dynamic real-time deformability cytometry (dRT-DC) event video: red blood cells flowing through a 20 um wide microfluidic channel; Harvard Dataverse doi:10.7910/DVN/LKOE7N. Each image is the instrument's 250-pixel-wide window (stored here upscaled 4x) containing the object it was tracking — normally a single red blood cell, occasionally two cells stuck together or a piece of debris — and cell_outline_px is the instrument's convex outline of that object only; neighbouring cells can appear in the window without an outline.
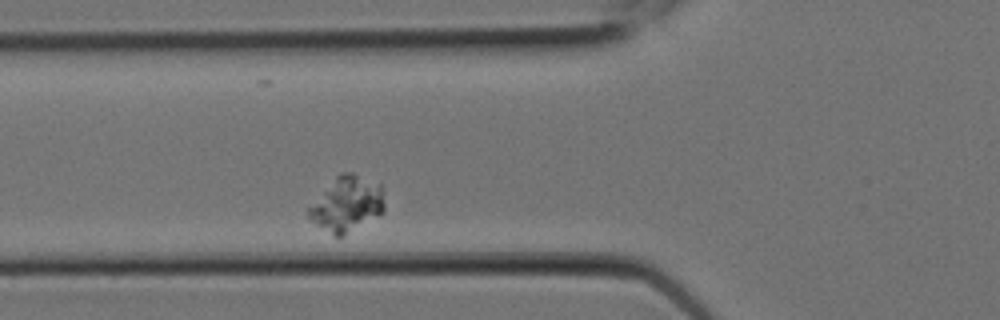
{"species": "Egyptian fruit bat (a non-hibernating species)", "species_latin": "Rousettus aegyptiacus", "temperature_condition": "room temperature", "stored_images_in_passage": 2, "camera_frame_rate_fps": 3000, "um_per_image_px": 0.085, "animal": {"sex": "female"}, "frame": {"image": 1, "passage_image": 2, "time_ms": 0.333, "image_size_px": [1000, 320], "cell_outline_px": [[384, 212], [340, 236], [336, 236], [316, 224], [308, 216], [308, 208], [336, 176], [340, 172], [352, 172], [380, 184], [384, 204]], "centroid_in_image_um": [29.49, 17.31], "position_along_channel_um": 96.3, "area_um2": 23.58}}